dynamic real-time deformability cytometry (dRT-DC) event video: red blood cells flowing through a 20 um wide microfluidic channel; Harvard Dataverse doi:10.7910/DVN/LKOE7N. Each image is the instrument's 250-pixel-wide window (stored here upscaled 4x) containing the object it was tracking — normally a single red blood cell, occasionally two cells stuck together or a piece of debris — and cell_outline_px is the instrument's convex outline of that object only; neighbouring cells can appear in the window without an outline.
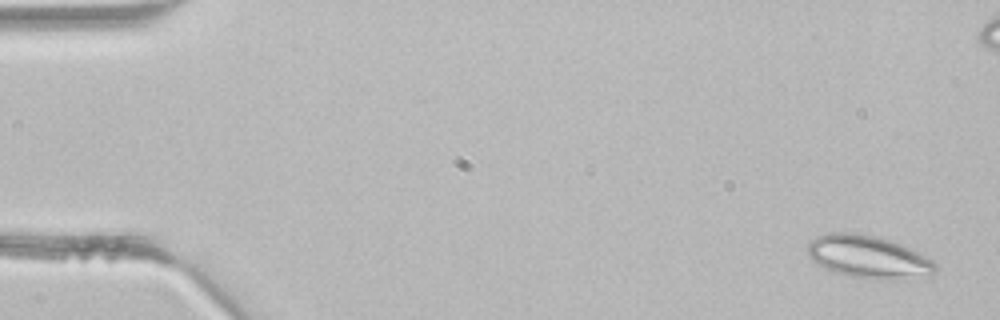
{"species": "common noctule bat (a hibernating species)", "species_latin": "Nyctalus noctula", "temperature_condition": "room temperature", "stored_images_in_passage": 4, "camera_frame_rate_fps": 3000, "um_per_image_px": 0.085, "animal": {"sex": "male", "body_mass_g": 21.5, "forearm_length_mm": 52.0}, "frame": {"image": 1, "passage_image": 1, "time_ms": 0.0, "image_size_px": [1000, 320], "cell_outline_px": [[936, 272], [892, 280], [872, 280], [852, 276], [836, 272], [812, 260], [808, 252], [808, 240], [816, 236], [828, 232], [852, 232], [876, 236], [892, 240], [920, 252], [932, 260], [936, 264]], "centroid_in_image_um": [73.79, 21.8], "position_along_channel_um": 11.2, "area_um2": 31.67}}